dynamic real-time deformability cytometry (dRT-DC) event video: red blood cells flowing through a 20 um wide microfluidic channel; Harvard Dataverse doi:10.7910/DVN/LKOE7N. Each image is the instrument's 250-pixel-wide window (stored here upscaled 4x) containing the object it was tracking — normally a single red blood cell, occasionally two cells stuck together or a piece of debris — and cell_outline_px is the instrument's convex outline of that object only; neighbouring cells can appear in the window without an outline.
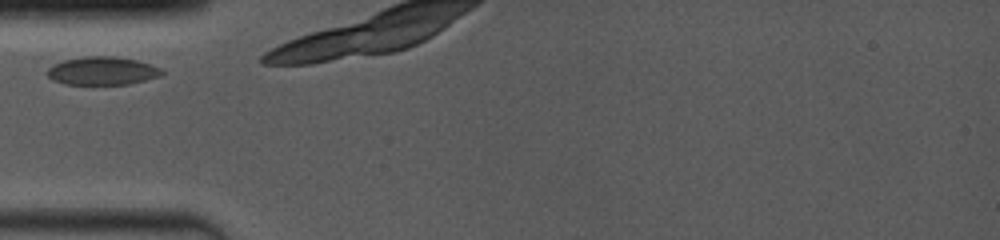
{"species": "common noctule bat (a hibernating species)", "species_latin": "Nyctalus noctula", "temperature_condition": "room temperature", "stored_images_in_passage": 22, "camera_frame_rate_fps": 4000, "um_per_image_px": 0.085, "animal": {"sex": "female", "body_mass_g": 19.0, "forearm_length_mm": 53.3}, "frame": {"image": 1, "passage_image": 1, "time_ms": 0.0, "image_size_px": [1000, 240], "cell_outline_px": [[164, 72], [160, 76], [128, 84], [64, 84], [52, 80], [44, 72], [52, 64], [64, 60], [84, 56], [116, 56], [136, 60], [152, 64], [160, 68]], "centroid_in_image_um": [8.66, 6.01], "position_along_channel_um": 76.3, "area_um2": 18.96}}
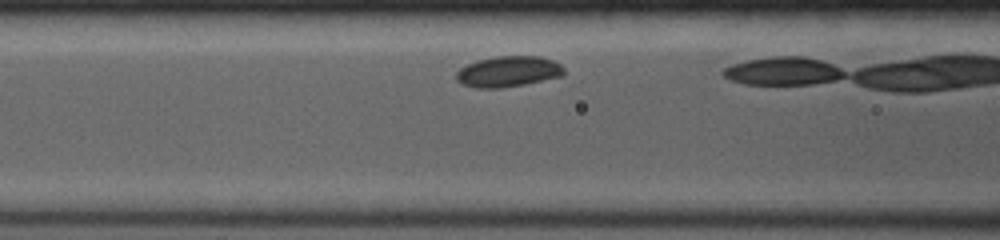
{"frame": {"image": 2, "passage_image": 4, "time_ms": 1.25, "image_size_px": [1000, 240], "cell_outline_px": [[564, 76], [524, 84], [500, 88], [476, 88], [464, 84], [456, 80], [456, 72], [460, 68], [476, 60], [496, 56], [540, 56], [552, 60], [560, 64], [564, 68]], "centroid_in_image_um": [43.21, 6.08], "position_along_channel_um": 123.4, "area_um2": 19.36}}